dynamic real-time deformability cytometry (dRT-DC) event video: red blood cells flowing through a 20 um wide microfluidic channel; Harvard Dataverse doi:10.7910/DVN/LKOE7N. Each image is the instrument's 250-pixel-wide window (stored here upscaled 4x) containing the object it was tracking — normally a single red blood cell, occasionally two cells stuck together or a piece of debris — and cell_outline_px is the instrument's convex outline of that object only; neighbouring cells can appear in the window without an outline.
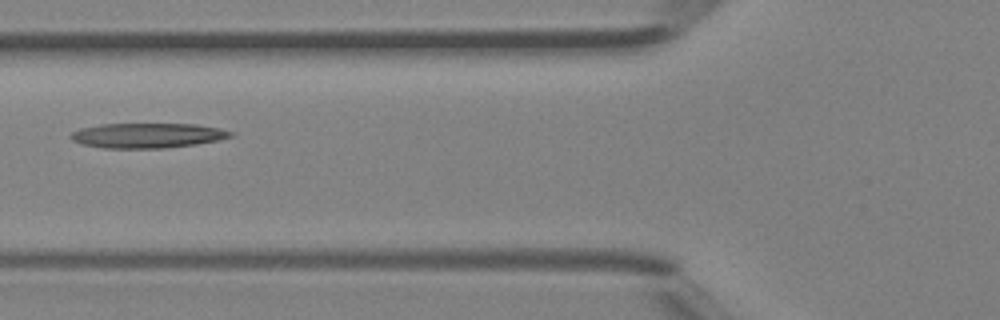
{"species": "Egyptian fruit bat (a non-hibernating species)", "species_latin": "Rousettus aegyptiacus", "temperature_condition": "room temperature", "stored_images_in_passage": 5, "camera_frame_rate_fps": 3000, "um_per_image_px": 0.085, "animal": {"sex": "female"}, "frame": {"image": 1, "passage_image": 5, "time_ms": 1.333, "image_size_px": [1000, 320], "cell_outline_px": [[236, 136], [196, 144], [164, 148], [104, 148], [80, 144], [72, 140], [68, 136], [72, 132], [80, 128], [100, 124], [196, 124], [220, 128], [236, 132]], "centroid_in_image_um": [12.54, 11.51], "position_along_channel_um": 113.3, "area_um2": 23.41}}